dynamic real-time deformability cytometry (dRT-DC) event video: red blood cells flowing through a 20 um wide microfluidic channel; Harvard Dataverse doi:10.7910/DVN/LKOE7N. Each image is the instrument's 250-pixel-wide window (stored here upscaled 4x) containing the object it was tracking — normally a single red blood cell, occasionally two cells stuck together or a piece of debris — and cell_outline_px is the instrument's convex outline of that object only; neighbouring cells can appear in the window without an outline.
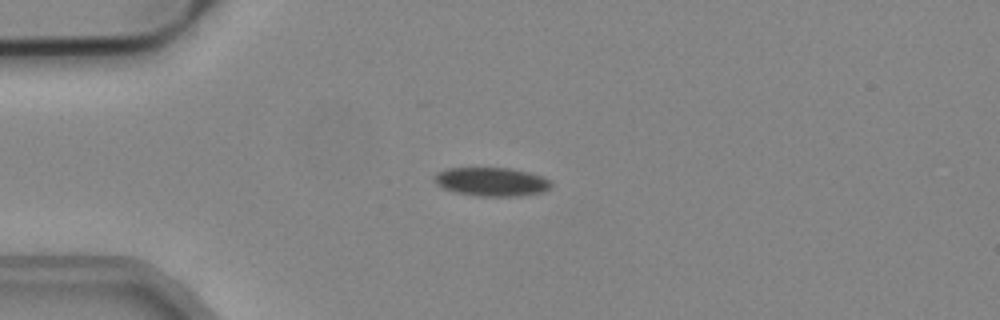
{"species": "common noctule bat (a hibernating species)", "species_latin": "Nyctalus noctula", "temperature_condition": "cold", "stored_images_in_passage": 45, "camera_frame_rate_fps": 3000, "um_per_image_px": 0.085, "animal": {"sex": "male", "body_mass_g": 19.2, "forearm_length_mm": 51.8}, "frame": {"image": 1, "passage_image": 5, "time_ms": 1.333, "image_size_px": [1000, 320], "cell_outline_px": [[552, 184], [544, 192], [520, 196], [476, 196], [456, 192], [444, 188], [436, 184], [432, 180], [432, 176], [436, 172], [448, 168], [512, 168], [532, 172], [544, 176], [552, 180]], "centroid_in_image_um": [41.8, 15.44], "position_along_channel_um": 43.2, "area_um2": 19.94}}
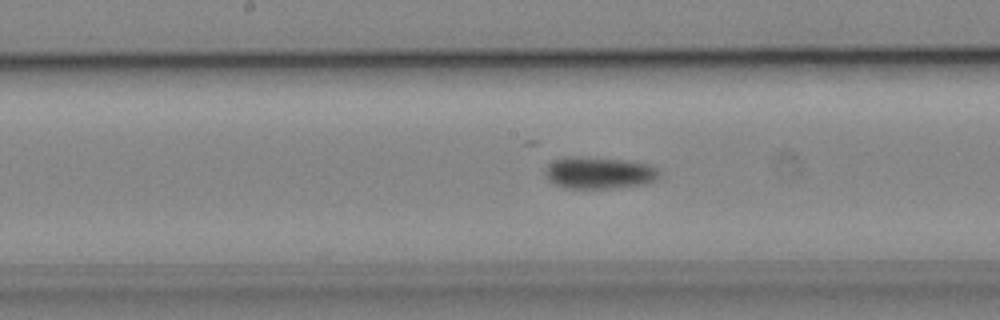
{"frame": {"image": 2, "passage_image": 19, "time_ms": 6.0, "image_size_px": [1000, 320], "cell_outline_px": [[660, 176], [656, 180], [644, 184], [612, 188], [568, 188], [556, 184], [544, 172], [548, 164], [564, 156], [580, 156], [624, 160], [648, 164], [656, 168], [660, 172]], "centroid_in_image_um": [50.95, 14.68], "position_along_channel_um": 197.2, "area_um2": 21.04}}
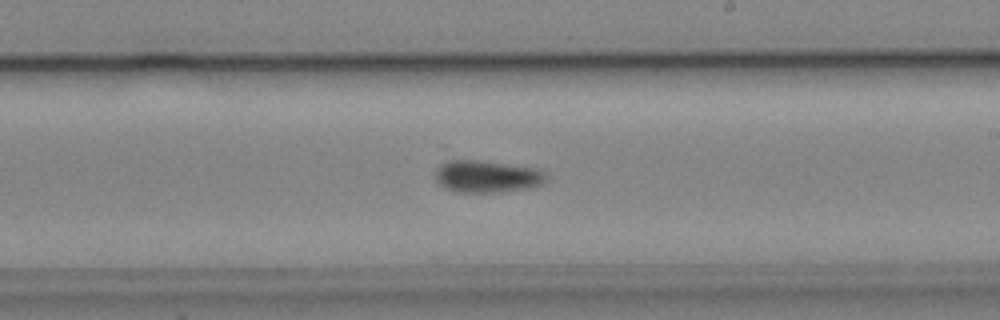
{"frame": {"image": 3, "passage_image": 23, "time_ms": 7.333, "image_size_px": [1000, 320], "cell_outline_px": [[548, 176], [540, 184], [528, 188], [492, 192], [460, 192], [448, 188], [440, 184], [436, 180], [436, 168], [440, 164], [448, 160], [484, 160], [540, 168]], "centroid_in_image_um": [41.41, 14.96], "position_along_channel_um": 247.6, "area_um2": 20.75}}